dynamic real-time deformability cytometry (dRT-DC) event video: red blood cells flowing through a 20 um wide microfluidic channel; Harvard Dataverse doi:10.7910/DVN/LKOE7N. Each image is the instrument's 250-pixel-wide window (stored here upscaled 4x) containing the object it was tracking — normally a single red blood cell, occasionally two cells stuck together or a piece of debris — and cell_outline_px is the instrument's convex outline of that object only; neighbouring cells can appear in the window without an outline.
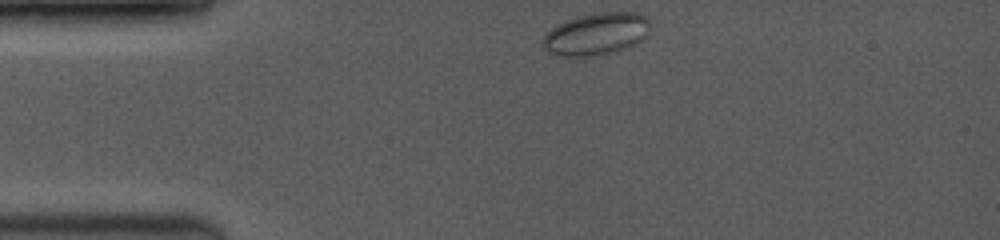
{"species": "common noctule bat (a hibernating species)", "species_latin": "Nyctalus noctula", "temperature_condition": "room temperature", "stored_images_in_passage": 31, "camera_frame_rate_fps": 3500, "um_per_image_px": 0.085, "animal": {"sex": "female", "body_mass_g": 19.0, "forearm_length_mm": 53.3}, "frame": {"image": 1, "passage_image": 1, "time_ms": 0.0, "image_size_px": [1000, 240], "cell_outline_px": [[648, 32], [636, 44], [616, 52], [592, 56], [560, 56], [552, 52], [544, 44], [544, 36], [552, 28], [568, 20], [580, 16], [596, 12], [636, 12], [644, 16], [648, 20]], "centroid_in_image_um": [50.73, 2.88], "position_along_channel_um": 34.3, "area_um2": 25.84}}
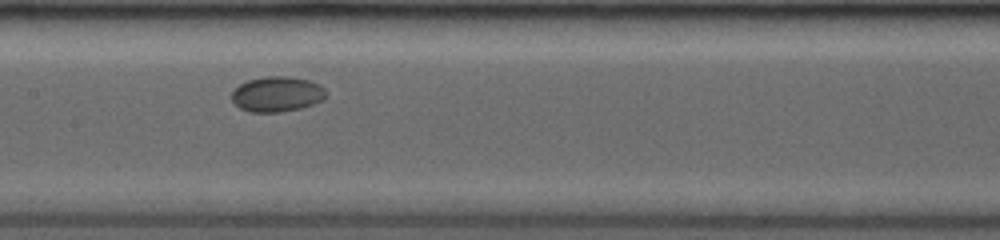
{"frame": {"image": 2, "passage_image": 19, "time_ms": 5.143, "image_size_px": [1000, 240], "cell_outline_px": [[328, 96], [324, 100], [300, 108], [280, 112], [252, 112], [240, 108], [232, 100], [232, 92], [240, 84], [248, 80], [264, 76], [288, 76], [312, 80], [320, 84], [328, 92]], "centroid_in_image_um": [23.61, 7.99], "position_along_channel_um": 183.8, "area_um2": 19.59}}
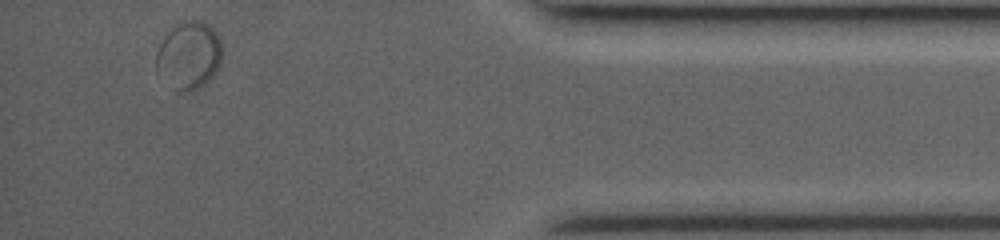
{"frame": {"image": 3, "passage_image": 31, "time_ms": 12.286, "image_size_px": [1000, 240], "cell_outline_px": [[220, 64], [216, 72], [204, 84], [188, 92], [176, 92], [156, 72], [156, 52], [164, 36], [176, 20], [200, 20], [208, 24], [216, 32], [220, 40]], "centroid_in_image_um": [16.01, 4.68], "position_along_channel_um": 419.2, "area_um2": 26.36}, "authors_computed_cell_mechanics": {"area_um2": 20.0566, "velocity_mm_per_s": 3.7295, "shape_relaxation_time_tau1_ms": 1.9739, "shape_relaxation_time_tau2_ms": null, "deformation_change_tau1": 0.0418, "deformation_change_tau2": null}}